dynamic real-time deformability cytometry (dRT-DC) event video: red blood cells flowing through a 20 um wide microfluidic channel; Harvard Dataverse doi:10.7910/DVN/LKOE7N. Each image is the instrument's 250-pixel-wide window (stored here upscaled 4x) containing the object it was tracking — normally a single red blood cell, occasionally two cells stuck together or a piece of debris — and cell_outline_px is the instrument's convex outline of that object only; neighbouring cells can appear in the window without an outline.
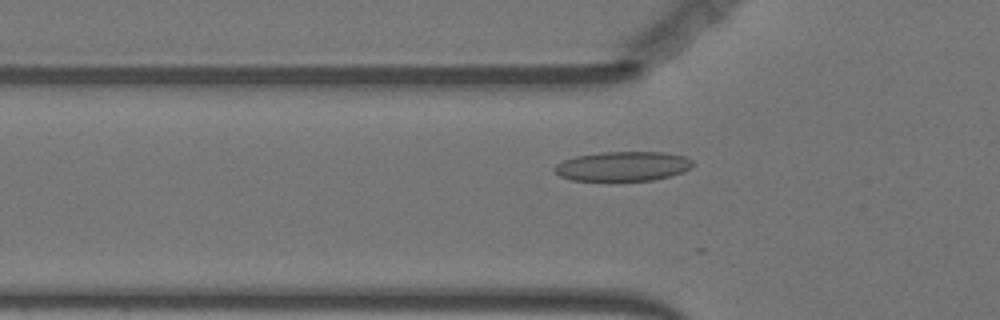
{"species": "Egyptian fruit bat (a non-hibernating species)", "species_latin": "Rousettus aegyptiacus", "temperature_condition": "warm", "stored_images_in_passage": 14, "camera_frame_rate_fps": 3000, "um_per_image_px": 0.085, "animal": {"sex": "female"}, "frame": {"image": 1, "passage_image": 3, "time_ms": 0.667, "image_size_px": [1000, 320], "cell_outline_px": [[692, 168], [684, 172], [672, 176], [652, 180], [572, 180], [560, 176], [552, 168], [556, 164], [564, 160], [576, 156], [600, 152], [664, 152], [684, 156], [692, 160]], "centroid_in_image_um": [52.96, 14.13], "position_along_channel_um": 72.8, "area_um2": 23.81}}
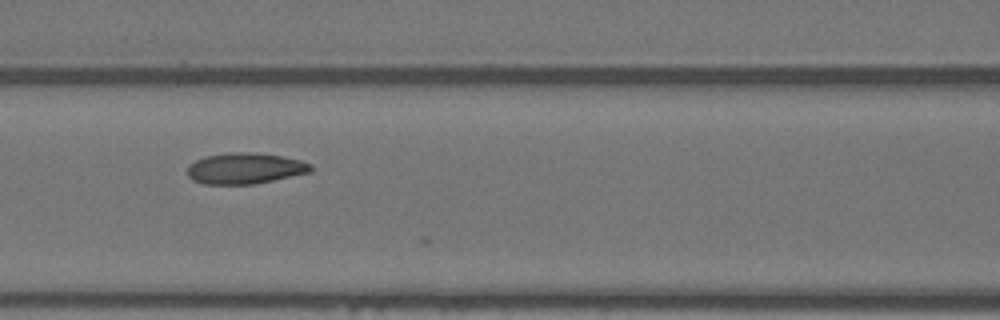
{"frame": {"image": 2, "passage_image": 9, "time_ms": 2.667, "image_size_px": [1000, 320], "cell_outline_px": [[312, 172], [256, 184], [204, 184], [192, 180], [188, 176], [188, 164], [204, 156], [228, 152], [256, 152], [280, 156], [300, 160], [312, 164]], "centroid_in_image_um": [20.82, 14.31], "position_along_channel_um": 145.8, "area_um2": 22.54}}
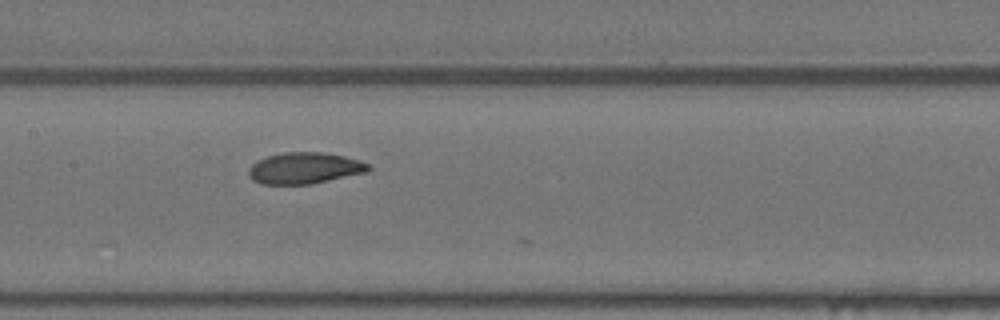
{"frame": {"image": 3, "passage_image": 12, "time_ms": 3.667, "image_size_px": [1000, 320], "cell_outline_px": [[372, 168], [368, 172], [308, 184], [260, 184], [252, 180], [248, 176], [248, 168], [256, 160], [268, 156], [284, 152], [320, 152], [344, 156], [360, 160], [368, 164]], "centroid_in_image_um": [25.86, 14.29], "position_along_channel_um": 181.5, "area_um2": 21.91}}